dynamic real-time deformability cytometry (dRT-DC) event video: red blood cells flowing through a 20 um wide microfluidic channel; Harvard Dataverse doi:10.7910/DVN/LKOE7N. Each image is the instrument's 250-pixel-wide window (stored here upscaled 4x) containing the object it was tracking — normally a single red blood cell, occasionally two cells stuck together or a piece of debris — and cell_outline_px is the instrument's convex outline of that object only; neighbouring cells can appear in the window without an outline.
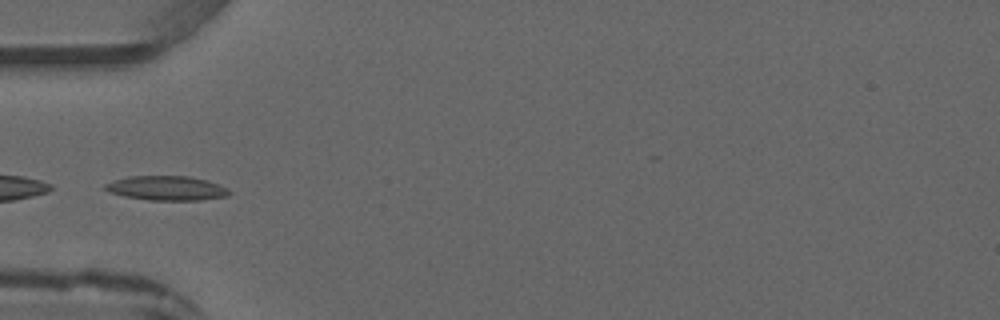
{"species": "common noctule bat (a hibernating species)", "species_latin": "Nyctalus noctula", "temperature_condition": "warm", "stored_images_in_passage": 5, "camera_frame_rate_fps": 3000, "um_per_image_px": 0.085, "animal": {"sex": "male", "forearm_length_mm": 52.5}, "frame": {"image": 1, "passage_image": 5, "time_ms": 4.667, "image_size_px": [1000, 320], "cell_outline_px": [[232, 192], [228, 196], [200, 200], [148, 200], [124, 196], [108, 192], [104, 188], [104, 184], [112, 180], [128, 176], [188, 176], [208, 180], [228, 188]], "centroid_in_image_um": [14.16, 15.99], "position_along_channel_um": 70.8, "area_um2": 17.86}}